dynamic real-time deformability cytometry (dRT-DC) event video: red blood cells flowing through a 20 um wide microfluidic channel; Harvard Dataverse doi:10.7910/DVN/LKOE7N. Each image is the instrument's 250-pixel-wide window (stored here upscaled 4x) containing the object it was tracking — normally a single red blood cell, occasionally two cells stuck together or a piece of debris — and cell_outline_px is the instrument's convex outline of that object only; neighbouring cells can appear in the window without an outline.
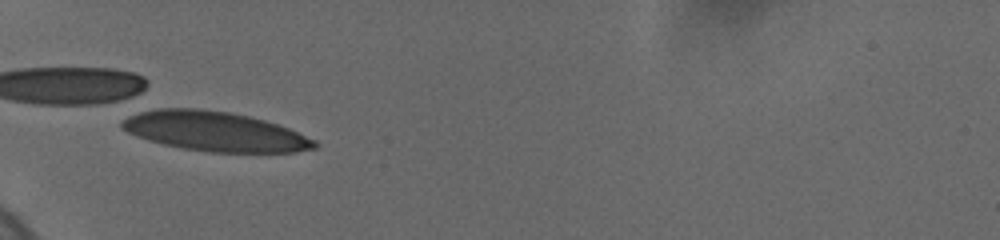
{"species": "human", "species_latin": "Homo sapiens", "temperature_condition": "cold", "stored_images_in_passage": 27, "camera_frame_rate_fps": 3000, "um_per_image_px": 0.085, "donor": {"sex": "female"}, "frame": {"image": 1, "passage_image": 7, "time_ms": 3.0, "image_size_px": [1000, 240], "cell_outline_px": [[320, 144], [316, 148], [296, 152], [208, 152], [184, 148], [164, 144], [148, 140], [136, 136], [120, 128], [120, 124], [128, 116], [140, 112], [160, 108], [196, 108], [228, 112], [248, 116], [264, 120], [288, 128], [316, 140]], "centroid_in_image_um": [18.27, 11.17], "position_along_channel_um": 66.7, "area_um2": 44.22}}
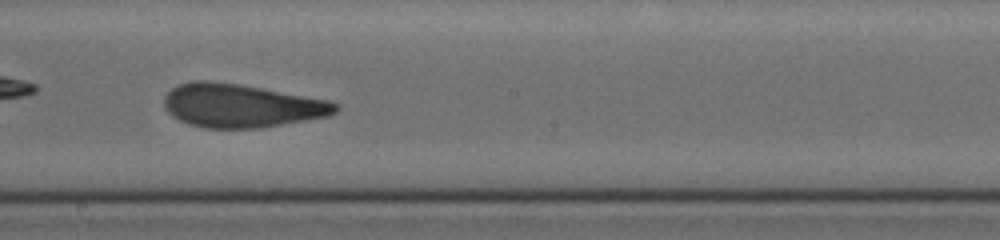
{"frame": {"image": 2, "passage_image": 17, "time_ms": 7.667, "image_size_px": [1000, 240], "cell_outline_px": [[340, 108], [336, 112], [328, 116], [260, 128], [204, 128], [188, 124], [172, 116], [164, 108], [164, 96], [172, 88], [180, 84], [192, 80], [208, 80], [240, 84], [328, 100], [340, 104]], "centroid_in_image_um": [20.49, 8.98], "position_along_channel_um": 227.7, "area_um2": 43.47}}
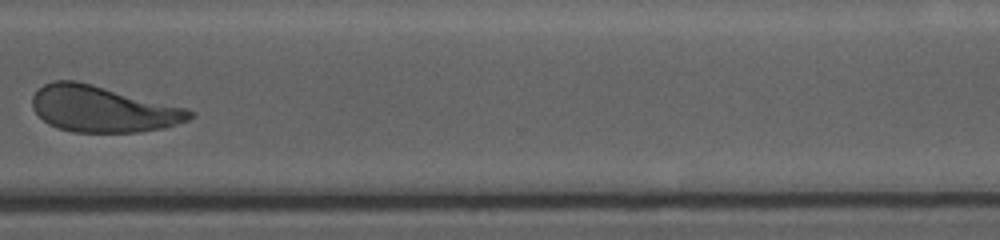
{"frame": {"image": 3, "passage_image": 24, "time_ms": 11.333, "image_size_px": [1000, 240], "cell_outline_px": [[192, 116], [188, 120], [164, 128], [136, 132], [72, 132], [48, 124], [32, 108], [32, 96], [44, 84], [56, 80], [76, 80], [188, 108], [192, 112]], "centroid_in_image_um": [8.72, 9.26], "position_along_channel_um": 361.9, "area_um2": 42.14}, "authors_computed_cell_mechanics": {"area_um2": 42.8876, "velocity_mm_per_s": 3.6695, "shape_relaxation_time_tau1_ms": 6.1503, "shape_relaxation_time_tau2_ms": 1.3587, "deformation_change_tau1": 0.1817, "deformation_change_tau2": 0.0929}}